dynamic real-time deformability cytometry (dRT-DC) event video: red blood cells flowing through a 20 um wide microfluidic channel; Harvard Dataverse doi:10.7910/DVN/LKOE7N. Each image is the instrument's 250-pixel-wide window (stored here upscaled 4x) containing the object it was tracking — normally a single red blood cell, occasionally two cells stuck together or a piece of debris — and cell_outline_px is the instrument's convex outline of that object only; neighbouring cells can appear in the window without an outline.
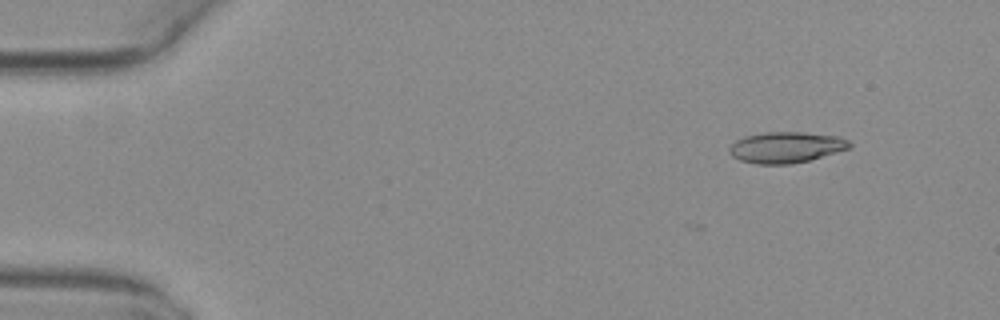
{"species": "common noctule bat (a hibernating species)", "species_latin": "Nyctalus noctula", "temperature_condition": "warm", "stored_images_in_passage": 3, "camera_frame_rate_fps": 3000, "um_per_image_px": 0.085, "animal": {"sex": "female", "body_mass_g": 29.2, "forearm_length_mm": 56.3}, "frame": {"image": 1, "passage_image": 3, "time_ms": 0.667, "image_size_px": [1000, 320], "cell_outline_px": [[852, 148], [808, 160], [792, 164], [756, 164], [740, 160], [732, 156], [728, 152], [728, 148], [736, 140], [744, 136], [764, 132], [804, 132], [836, 136], [848, 140], [852, 144]], "centroid_in_image_um": [66.8, 12.52], "position_along_channel_um": 18.2, "area_um2": 21.79}}